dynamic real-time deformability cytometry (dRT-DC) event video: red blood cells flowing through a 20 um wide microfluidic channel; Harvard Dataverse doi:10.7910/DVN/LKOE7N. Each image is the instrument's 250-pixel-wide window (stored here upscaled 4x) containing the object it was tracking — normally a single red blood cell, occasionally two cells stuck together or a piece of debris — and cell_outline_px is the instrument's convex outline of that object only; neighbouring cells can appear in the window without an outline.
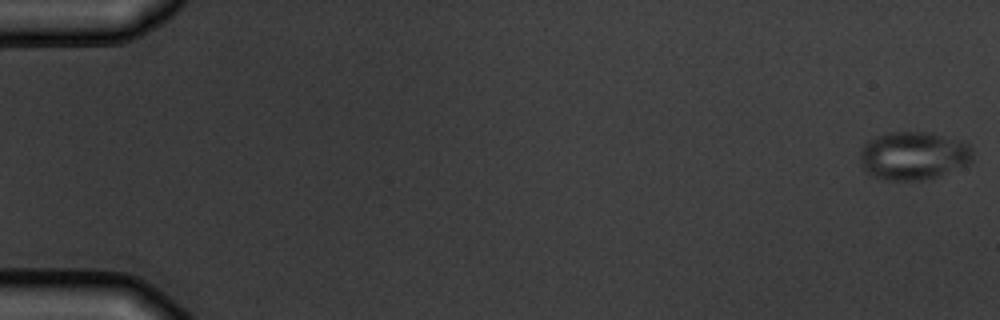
{"species": "common noctule bat (a hibernating species)", "species_latin": "Nyctalus noctula", "temperature_condition": "warm", "stored_images_in_passage": 6, "camera_frame_rate_fps": 3000, "um_per_image_px": 0.085, "animal": {"sex": "male", "body_mass_g": 19.5, "forearm_length_mm": 54.6}, "frame": {"image": 1, "passage_image": 6, "time_ms": 6.667, "image_size_px": [1000, 320], "cell_outline_px": [[972, 160], [968, 164], [936, 176], [924, 180], [888, 180], [872, 176], [860, 164], [860, 152], [864, 144], [868, 140], [884, 132], [932, 132], [960, 140], [968, 144], [972, 148]], "centroid_in_image_um": [77.63, 13.21], "position_along_channel_um": 7.4, "area_um2": 31.73}}